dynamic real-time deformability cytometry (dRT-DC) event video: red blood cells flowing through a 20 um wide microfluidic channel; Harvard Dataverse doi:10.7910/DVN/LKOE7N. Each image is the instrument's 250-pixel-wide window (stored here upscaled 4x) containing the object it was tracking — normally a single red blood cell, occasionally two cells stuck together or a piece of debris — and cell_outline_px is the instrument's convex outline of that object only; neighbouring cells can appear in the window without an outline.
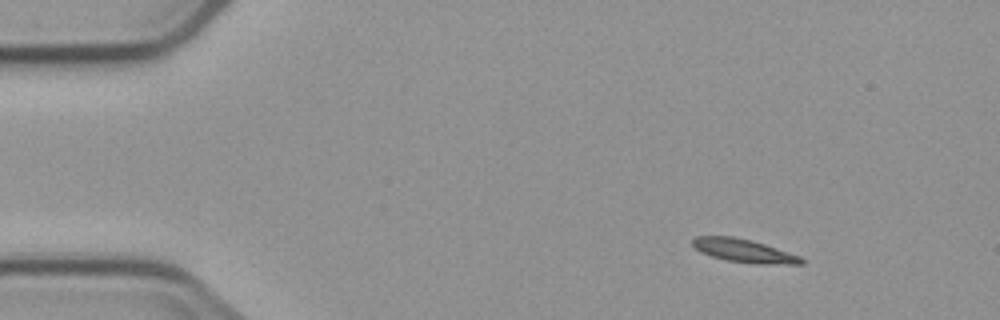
{"species": "common noctule bat (a hibernating species)", "species_latin": "Nyctalus noctula", "temperature_condition": "cold", "stored_images_in_passage": 7, "camera_frame_rate_fps": 3000, "um_per_image_px": 0.085, "animal": {"sex": "male", "body_mass_g": 23.1, "forearm_length_mm": 52.7}, "frame": {"image": 1, "passage_image": 1, "time_ms": 0.0, "image_size_px": [1000, 320], "cell_outline_px": [[804, 264], [756, 264], [728, 260], [712, 256], [700, 252], [692, 244], [692, 240], [696, 236], [732, 236], [752, 240], [800, 256], [804, 260]], "centroid_in_image_um": [63.23, 21.31], "position_along_channel_um": 21.8, "area_um2": 14.62}}
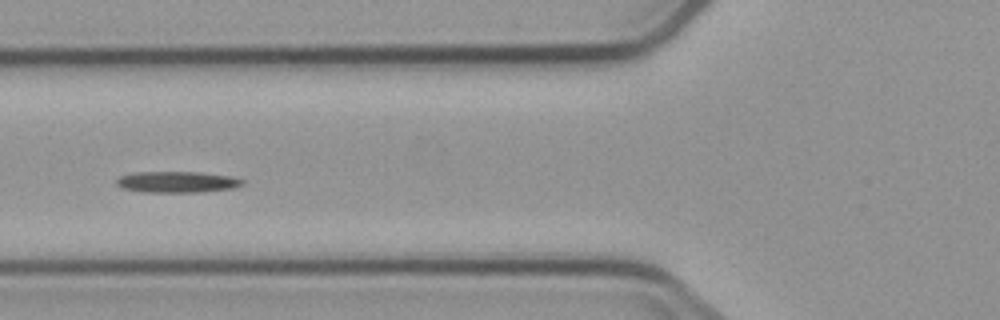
{"frame": {"image": 2, "passage_image": 5, "time_ms": 4.667, "image_size_px": [1000, 320], "cell_outline_px": [[244, 184], [236, 188], [200, 192], [144, 192], [120, 188], [116, 184], [116, 180], [120, 176], [136, 172], [200, 172], [232, 176], [244, 180]], "centroid_in_image_um": [15.08, 15.47], "position_along_channel_um": 110.7, "area_um2": 15.72}}
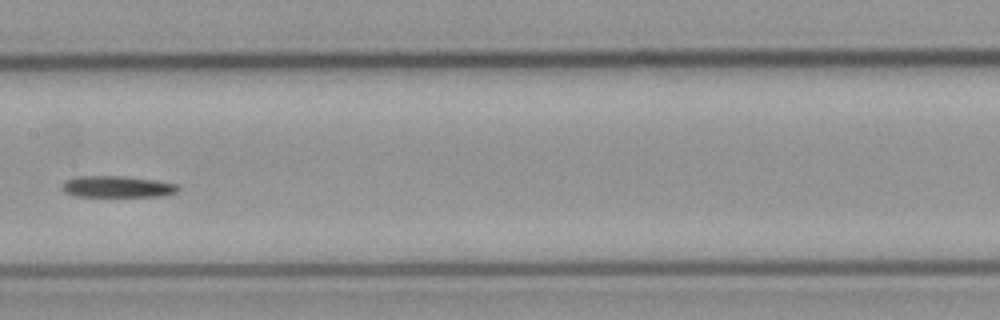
{"frame": {"image": 3, "passage_image": 7, "time_ms": 7.0, "image_size_px": [1000, 320], "cell_outline_px": [[180, 188], [176, 192], [164, 196], [76, 196], [64, 192], [60, 188], [64, 180], [76, 176], [120, 176], [156, 180], [180, 184]], "centroid_in_image_um": [9.96, 15.86], "position_along_channel_um": 197.4, "area_um2": 14.68}}